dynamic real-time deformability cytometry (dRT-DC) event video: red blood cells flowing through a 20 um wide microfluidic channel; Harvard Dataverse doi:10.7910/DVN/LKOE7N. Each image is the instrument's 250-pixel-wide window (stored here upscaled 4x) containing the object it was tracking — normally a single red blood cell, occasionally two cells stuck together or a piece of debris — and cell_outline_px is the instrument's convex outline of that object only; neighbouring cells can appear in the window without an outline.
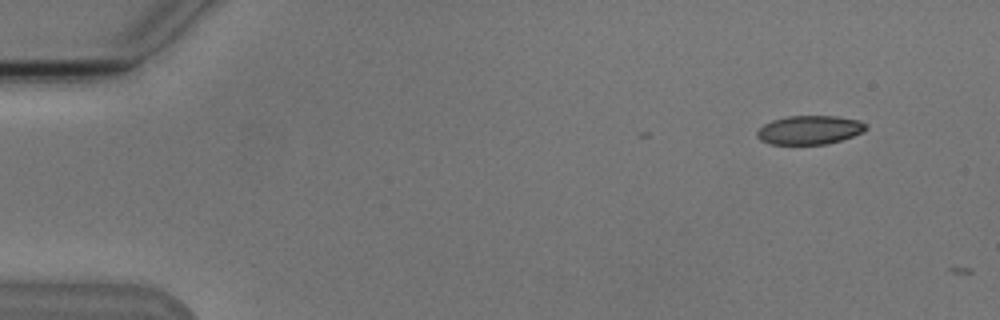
{"species": "Egyptian fruit bat (a non-hibernating species)", "species_latin": "Rousettus aegyptiacus", "temperature_condition": "cold", "stored_images_in_passage": 3, "camera_frame_rate_fps": 3000, "um_per_image_px": 0.085, "animal": {"sex": "male"}, "frame": {"image": 1, "passage_image": 1, "time_ms": 0.0, "image_size_px": [1000, 320], "cell_outline_px": [[868, 128], [852, 136], [840, 140], [824, 144], [768, 144], [760, 140], [756, 136], [756, 132], [764, 124], [772, 120], [788, 116], [836, 116], [860, 120]], "centroid_in_image_um": [68.77, 11.04], "position_along_channel_um": 16.2, "area_um2": 18.15}}